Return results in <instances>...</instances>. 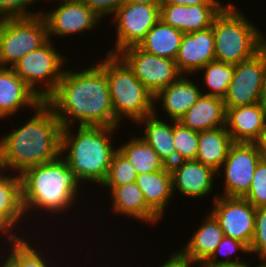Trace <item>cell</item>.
I'll use <instances>...</instances> for the list:
<instances>
[{"instance_id": "1", "label": "cell", "mask_w": 266, "mask_h": 267, "mask_svg": "<svg viewBox=\"0 0 266 267\" xmlns=\"http://www.w3.org/2000/svg\"><path fill=\"white\" fill-rule=\"evenodd\" d=\"M92 65L79 71L65 70L57 88L45 100L61 129L74 127L76 121L79 126L116 127L107 76L97 64Z\"/></svg>"}, {"instance_id": "2", "label": "cell", "mask_w": 266, "mask_h": 267, "mask_svg": "<svg viewBox=\"0 0 266 267\" xmlns=\"http://www.w3.org/2000/svg\"><path fill=\"white\" fill-rule=\"evenodd\" d=\"M34 113L23 126L0 138V170L11 174L13 169L21 175L61 155L62 129L53 109L43 101Z\"/></svg>"}, {"instance_id": "3", "label": "cell", "mask_w": 266, "mask_h": 267, "mask_svg": "<svg viewBox=\"0 0 266 267\" xmlns=\"http://www.w3.org/2000/svg\"><path fill=\"white\" fill-rule=\"evenodd\" d=\"M20 177L25 214L35 209H43L50 215L54 213L55 217L65 211L67 213L75 205L79 186L82 185L61 155L55 160L26 169Z\"/></svg>"}, {"instance_id": "4", "label": "cell", "mask_w": 266, "mask_h": 267, "mask_svg": "<svg viewBox=\"0 0 266 267\" xmlns=\"http://www.w3.org/2000/svg\"><path fill=\"white\" fill-rule=\"evenodd\" d=\"M72 128L62 129L61 156L81 184L90 181L101 186L118 150L110 139L119 127L78 126L76 133Z\"/></svg>"}, {"instance_id": "5", "label": "cell", "mask_w": 266, "mask_h": 267, "mask_svg": "<svg viewBox=\"0 0 266 267\" xmlns=\"http://www.w3.org/2000/svg\"><path fill=\"white\" fill-rule=\"evenodd\" d=\"M106 59L96 63L106 74L116 127L125 118L137 123L157 108L153 94L136 78L133 70L119 56L106 53Z\"/></svg>"}, {"instance_id": "6", "label": "cell", "mask_w": 266, "mask_h": 267, "mask_svg": "<svg viewBox=\"0 0 266 267\" xmlns=\"http://www.w3.org/2000/svg\"><path fill=\"white\" fill-rule=\"evenodd\" d=\"M211 27L216 61L235 65L250 59L264 47L263 32L232 3L215 16Z\"/></svg>"}, {"instance_id": "7", "label": "cell", "mask_w": 266, "mask_h": 267, "mask_svg": "<svg viewBox=\"0 0 266 267\" xmlns=\"http://www.w3.org/2000/svg\"><path fill=\"white\" fill-rule=\"evenodd\" d=\"M42 15L0 19V67L12 68L26 54L48 41ZM10 64V65H9Z\"/></svg>"}, {"instance_id": "8", "label": "cell", "mask_w": 266, "mask_h": 267, "mask_svg": "<svg viewBox=\"0 0 266 267\" xmlns=\"http://www.w3.org/2000/svg\"><path fill=\"white\" fill-rule=\"evenodd\" d=\"M52 41L48 40L37 50L26 54L12 67L42 101H45L57 88L65 71L63 66L67 61L65 55L55 49Z\"/></svg>"}, {"instance_id": "9", "label": "cell", "mask_w": 266, "mask_h": 267, "mask_svg": "<svg viewBox=\"0 0 266 267\" xmlns=\"http://www.w3.org/2000/svg\"><path fill=\"white\" fill-rule=\"evenodd\" d=\"M113 18V19H112ZM110 18L116 24V43L108 54L118 55L128 47L138 46L148 31L160 20V8L140 3H123Z\"/></svg>"}, {"instance_id": "10", "label": "cell", "mask_w": 266, "mask_h": 267, "mask_svg": "<svg viewBox=\"0 0 266 267\" xmlns=\"http://www.w3.org/2000/svg\"><path fill=\"white\" fill-rule=\"evenodd\" d=\"M262 159L258 143L234 142L217 172H224V191L221 196L243 197L251 187L253 174Z\"/></svg>"}, {"instance_id": "11", "label": "cell", "mask_w": 266, "mask_h": 267, "mask_svg": "<svg viewBox=\"0 0 266 267\" xmlns=\"http://www.w3.org/2000/svg\"><path fill=\"white\" fill-rule=\"evenodd\" d=\"M266 71V48L250 59L234 65V76L223 98L225 108L251 105L261 101Z\"/></svg>"}, {"instance_id": "12", "label": "cell", "mask_w": 266, "mask_h": 267, "mask_svg": "<svg viewBox=\"0 0 266 267\" xmlns=\"http://www.w3.org/2000/svg\"><path fill=\"white\" fill-rule=\"evenodd\" d=\"M118 55L153 96L182 75L175 60L150 54L139 46L128 47Z\"/></svg>"}, {"instance_id": "13", "label": "cell", "mask_w": 266, "mask_h": 267, "mask_svg": "<svg viewBox=\"0 0 266 267\" xmlns=\"http://www.w3.org/2000/svg\"><path fill=\"white\" fill-rule=\"evenodd\" d=\"M210 210L218 220L224 236L237 239L248 247L254 234L256 208L243 197L216 195Z\"/></svg>"}, {"instance_id": "14", "label": "cell", "mask_w": 266, "mask_h": 267, "mask_svg": "<svg viewBox=\"0 0 266 267\" xmlns=\"http://www.w3.org/2000/svg\"><path fill=\"white\" fill-rule=\"evenodd\" d=\"M58 3L56 9L41 14L47 25L49 40L54 35L62 38L92 30L101 23L102 18L81 0H58Z\"/></svg>"}, {"instance_id": "15", "label": "cell", "mask_w": 266, "mask_h": 267, "mask_svg": "<svg viewBox=\"0 0 266 267\" xmlns=\"http://www.w3.org/2000/svg\"><path fill=\"white\" fill-rule=\"evenodd\" d=\"M172 176V190L188 198H202L213 189L217 175L212 167L206 166L196 159L181 160L169 166Z\"/></svg>"}, {"instance_id": "16", "label": "cell", "mask_w": 266, "mask_h": 267, "mask_svg": "<svg viewBox=\"0 0 266 267\" xmlns=\"http://www.w3.org/2000/svg\"><path fill=\"white\" fill-rule=\"evenodd\" d=\"M215 60L214 34L212 27L183 34L175 59L181 74L190 75Z\"/></svg>"}, {"instance_id": "17", "label": "cell", "mask_w": 266, "mask_h": 267, "mask_svg": "<svg viewBox=\"0 0 266 267\" xmlns=\"http://www.w3.org/2000/svg\"><path fill=\"white\" fill-rule=\"evenodd\" d=\"M226 129L233 142L258 143L266 130V109L260 102L226 108Z\"/></svg>"}, {"instance_id": "18", "label": "cell", "mask_w": 266, "mask_h": 267, "mask_svg": "<svg viewBox=\"0 0 266 267\" xmlns=\"http://www.w3.org/2000/svg\"><path fill=\"white\" fill-rule=\"evenodd\" d=\"M224 5H175L162 4L160 19L184 34L211 27L215 16Z\"/></svg>"}, {"instance_id": "19", "label": "cell", "mask_w": 266, "mask_h": 267, "mask_svg": "<svg viewBox=\"0 0 266 267\" xmlns=\"http://www.w3.org/2000/svg\"><path fill=\"white\" fill-rule=\"evenodd\" d=\"M43 102L12 68L0 67V120Z\"/></svg>"}, {"instance_id": "20", "label": "cell", "mask_w": 266, "mask_h": 267, "mask_svg": "<svg viewBox=\"0 0 266 267\" xmlns=\"http://www.w3.org/2000/svg\"><path fill=\"white\" fill-rule=\"evenodd\" d=\"M187 76L189 75L182 74L154 96V102L162 103L160 106L167 113L170 122L178 121L202 95L199 86Z\"/></svg>"}, {"instance_id": "21", "label": "cell", "mask_w": 266, "mask_h": 267, "mask_svg": "<svg viewBox=\"0 0 266 267\" xmlns=\"http://www.w3.org/2000/svg\"><path fill=\"white\" fill-rule=\"evenodd\" d=\"M178 122L197 132L226 126L223 98L202 94Z\"/></svg>"}, {"instance_id": "22", "label": "cell", "mask_w": 266, "mask_h": 267, "mask_svg": "<svg viewBox=\"0 0 266 267\" xmlns=\"http://www.w3.org/2000/svg\"><path fill=\"white\" fill-rule=\"evenodd\" d=\"M114 214H123L128 218H136L147 224H157L161 219L147 206L142 190L136 182L122 186H114L110 191Z\"/></svg>"}, {"instance_id": "23", "label": "cell", "mask_w": 266, "mask_h": 267, "mask_svg": "<svg viewBox=\"0 0 266 267\" xmlns=\"http://www.w3.org/2000/svg\"><path fill=\"white\" fill-rule=\"evenodd\" d=\"M136 183L142 190L147 206L161 219L173 198L172 176L169 166L165 170L137 175Z\"/></svg>"}, {"instance_id": "24", "label": "cell", "mask_w": 266, "mask_h": 267, "mask_svg": "<svg viewBox=\"0 0 266 267\" xmlns=\"http://www.w3.org/2000/svg\"><path fill=\"white\" fill-rule=\"evenodd\" d=\"M154 113L144 117L136 125L145 126L142 138L157 152L167 166L176 163V151L173 139V124L157 117Z\"/></svg>"}, {"instance_id": "25", "label": "cell", "mask_w": 266, "mask_h": 267, "mask_svg": "<svg viewBox=\"0 0 266 267\" xmlns=\"http://www.w3.org/2000/svg\"><path fill=\"white\" fill-rule=\"evenodd\" d=\"M233 143L226 126L201 131L196 160L218 172Z\"/></svg>"}, {"instance_id": "26", "label": "cell", "mask_w": 266, "mask_h": 267, "mask_svg": "<svg viewBox=\"0 0 266 267\" xmlns=\"http://www.w3.org/2000/svg\"><path fill=\"white\" fill-rule=\"evenodd\" d=\"M224 232L210 212L181 250L194 261H206L216 250Z\"/></svg>"}, {"instance_id": "27", "label": "cell", "mask_w": 266, "mask_h": 267, "mask_svg": "<svg viewBox=\"0 0 266 267\" xmlns=\"http://www.w3.org/2000/svg\"><path fill=\"white\" fill-rule=\"evenodd\" d=\"M183 32L165 24L161 19L148 31L145 39L138 45L150 54L175 60Z\"/></svg>"}, {"instance_id": "28", "label": "cell", "mask_w": 266, "mask_h": 267, "mask_svg": "<svg viewBox=\"0 0 266 267\" xmlns=\"http://www.w3.org/2000/svg\"><path fill=\"white\" fill-rule=\"evenodd\" d=\"M128 142V143H127ZM117 146V149L129 160L137 175L147 172L165 170L168 166L157 152L141 137H130V140Z\"/></svg>"}, {"instance_id": "29", "label": "cell", "mask_w": 266, "mask_h": 267, "mask_svg": "<svg viewBox=\"0 0 266 267\" xmlns=\"http://www.w3.org/2000/svg\"><path fill=\"white\" fill-rule=\"evenodd\" d=\"M4 173V174H3ZM0 212L14 225L26 215L22 203L20 175L5 174L0 170Z\"/></svg>"}, {"instance_id": "30", "label": "cell", "mask_w": 266, "mask_h": 267, "mask_svg": "<svg viewBox=\"0 0 266 267\" xmlns=\"http://www.w3.org/2000/svg\"><path fill=\"white\" fill-rule=\"evenodd\" d=\"M199 71L204 72V85L210 89L202 94L224 98L234 76V65L214 60Z\"/></svg>"}, {"instance_id": "31", "label": "cell", "mask_w": 266, "mask_h": 267, "mask_svg": "<svg viewBox=\"0 0 266 267\" xmlns=\"http://www.w3.org/2000/svg\"><path fill=\"white\" fill-rule=\"evenodd\" d=\"M24 237L22 240L10 243L11 250L8 251V257L5 260L12 266V267H55L54 264L47 260L46 256H42L40 250L34 248L35 246L29 242V239ZM28 241V242H27ZM46 257V259H44ZM47 260V261H46ZM49 263V264H48ZM51 265V266H50Z\"/></svg>"}, {"instance_id": "32", "label": "cell", "mask_w": 266, "mask_h": 267, "mask_svg": "<svg viewBox=\"0 0 266 267\" xmlns=\"http://www.w3.org/2000/svg\"><path fill=\"white\" fill-rule=\"evenodd\" d=\"M137 173L129 160L117 150L111 160V165L102 187L111 190L114 186H122L127 183L136 182Z\"/></svg>"}, {"instance_id": "33", "label": "cell", "mask_w": 266, "mask_h": 267, "mask_svg": "<svg viewBox=\"0 0 266 267\" xmlns=\"http://www.w3.org/2000/svg\"><path fill=\"white\" fill-rule=\"evenodd\" d=\"M199 132L173 121V139L176 151V162L196 159L198 152Z\"/></svg>"}, {"instance_id": "34", "label": "cell", "mask_w": 266, "mask_h": 267, "mask_svg": "<svg viewBox=\"0 0 266 267\" xmlns=\"http://www.w3.org/2000/svg\"><path fill=\"white\" fill-rule=\"evenodd\" d=\"M239 251L249 254V247L237 239L224 236L223 239L220 241L219 245L217 246L216 250L206 260V262L213 267H219L221 265L231 263H239L242 262L239 259L240 256H237L236 254V252ZM219 254L223 255L226 260H218L217 256H220ZM232 255H234L235 259H231Z\"/></svg>"}, {"instance_id": "35", "label": "cell", "mask_w": 266, "mask_h": 267, "mask_svg": "<svg viewBox=\"0 0 266 267\" xmlns=\"http://www.w3.org/2000/svg\"><path fill=\"white\" fill-rule=\"evenodd\" d=\"M255 208L266 207V160L258 162L250 189L243 196Z\"/></svg>"}, {"instance_id": "36", "label": "cell", "mask_w": 266, "mask_h": 267, "mask_svg": "<svg viewBox=\"0 0 266 267\" xmlns=\"http://www.w3.org/2000/svg\"><path fill=\"white\" fill-rule=\"evenodd\" d=\"M256 254L259 260H266V207L255 210L254 234L249 246V254Z\"/></svg>"}, {"instance_id": "37", "label": "cell", "mask_w": 266, "mask_h": 267, "mask_svg": "<svg viewBox=\"0 0 266 267\" xmlns=\"http://www.w3.org/2000/svg\"><path fill=\"white\" fill-rule=\"evenodd\" d=\"M37 0H0V19L38 16L43 11L30 12L27 8Z\"/></svg>"}, {"instance_id": "38", "label": "cell", "mask_w": 266, "mask_h": 267, "mask_svg": "<svg viewBox=\"0 0 266 267\" xmlns=\"http://www.w3.org/2000/svg\"><path fill=\"white\" fill-rule=\"evenodd\" d=\"M91 10H93L98 16H111L120 7L125 0H81Z\"/></svg>"}, {"instance_id": "39", "label": "cell", "mask_w": 266, "mask_h": 267, "mask_svg": "<svg viewBox=\"0 0 266 267\" xmlns=\"http://www.w3.org/2000/svg\"><path fill=\"white\" fill-rule=\"evenodd\" d=\"M195 261L188 255H186L181 249L179 251L173 252L169 259L166 260L159 267H189L193 265Z\"/></svg>"}, {"instance_id": "40", "label": "cell", "mask_w": 266, "mask_h": 267, "mask_svg": "<svg viewBox=\"0 0 266 267\" xmlns=\"http://www.w3.org/2000/svg\"><path fill=\"white\" fill-rule=\"evenodd\" d=\"M15 227L1 212H0V236L1 234L10 240L11 243L22 240L24 237L16 235L17 233L12 232L16 231ZM15 229V230H14ZM6 233V234H5Z\"/></svg>"}, {"instance_id": "41", "label": "cell", "mask_w": 266, "mask_h": 267, "mask_svg": "<svg viewBox=\"0 0 266 267\" xmlns=\"http://www.w3.org/2000/svg\"><path fill=\"white\" fill-rule=\"evenodd\" d=\"M163 4L175 5H223L219 0H164Z\"/></svg>"}, {"instance_id": "42", "label": "cell", "mask_w": 266, "mask_h": 267, "mask_svg": "<svg viewBox=\"0 0 266 267\" xmlns=\"http://www.w3.org/2000/svg\"><path fill=\"white\" fill-rule=\"evenodd\" d=\"M125 3H140L157 6L160 8L161 5L164 3V0H125Z\"/></svg>"}, {"instance_id": "43", "label": "cell", "mask_w": 266, "mask_h": 267, "mask_svg": "<svg viewBox=\"0 0 266 267\" xmlns=\"http://www.w3.org/2000/svg\"><path fill=\"white\" fill-rule=\"evenodd\" d=\"M261 149L262 159L266 160V130L264 131L261 140L258 142Z\"/></svg>"}, {"instance_id": "44", "label": "cell", "mask_w": 266, "mask_h": 267, "mask_svg": "<svg viewBox=\"0 0 266 267\" xmlns=\"http://www.w3.org/2000/svg\"><path fill=\"white\" fill-rule=\"evenodd\" d=\"M242 262L239 263H231V264H225V265H221L219 267H251V265H248V262L243 261V259H241ZM256 267H263V260L262 263Z\"/></svg>"}, {"instance_id": "45", "label": "cell", "mask_w": 266, "mask_h": 267, "mask_svg": "<svg viewBox=\"0 0 266 267\" xmlns=\"http://www.w3.org/2000/svg\"><path fill=\"white\" fill-rule=\"evenodd\" d=\"M260 103L266 109V71L264 74V83H263V90Z\"/></svg>"}, {"instance_id": "46", "label": "cell", "mask_w": 266, "mask_h": 267, "mask_svg": "<svg viewBox=\"0 0 266 267\" xmlns=\"http://www.w3.org/2000/svg\"><path fill=\"white\" fill-rule=\"evenodd\" d=\"M194 265H197V266L200 265L199 267H213L209 265L206 261H195L193 265H190L189 267L191 266L195 267Z\"/></svg>"}, {"instance_id": "47", "label": "cell", "mask_w": 266, "mask_h": 267, "mask_svg": "<svg viewBox=\"0 0 266 267\" xmlns=\"http://www.w3.org/2000/svg\"><path fill=\"white\" fill-rule=\"evenodd\" d=\"M3 263L1 262L0 267H12L5 259H3Z\"/></svg>"}, {"instance_id": "48", "label": "cell", "mask_w": 266, "mask_h": 267, "mask_svg": "<svg viewBox=\"0 0 266 267\" xmlns=\"http://www.w3.org/2000/svg\"><path fill=\"white\" fill-rule=\"evenodd\" d=\"M264 47L266 48V36H264Z\"/></svg>"}, {"instance_id": "49", "label": "cell", "mask_w": 266, "mask_h": 267, "mask_svg": "<svg viewBox=\"0 0 266 267\" xmlns=\"http://www.w3.org/2000/svg\"><path fill=\"white\" fill-rule=\"evenodd\" d=\"M263 267H266V260H263Z\"/></svg>"}]
</instances>
